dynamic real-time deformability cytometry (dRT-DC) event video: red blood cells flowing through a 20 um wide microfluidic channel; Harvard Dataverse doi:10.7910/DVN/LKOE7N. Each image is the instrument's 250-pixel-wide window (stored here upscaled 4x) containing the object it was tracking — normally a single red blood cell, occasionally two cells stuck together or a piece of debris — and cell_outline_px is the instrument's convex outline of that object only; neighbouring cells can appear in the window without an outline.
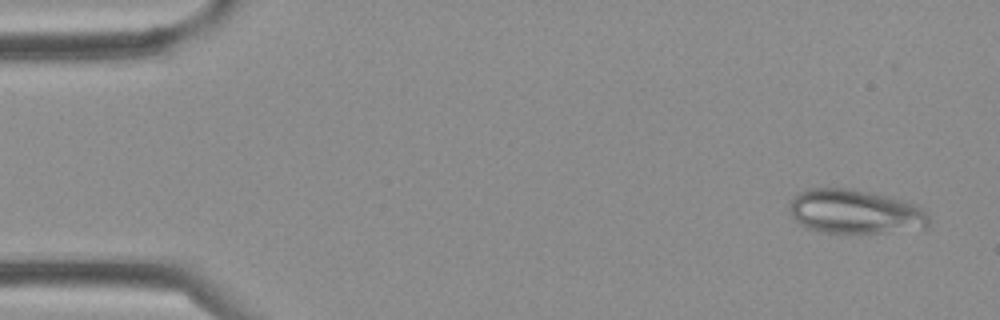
{"species": "Egyptian fruit bat (a non-hibernating species)", "species_latin": "Rousettus aegyptiacus", "temperature_condition": "cold", "stored_images_in_passage": 36, "camera_frame_rate_fps": 3000, "um_per_image_px": 0.085, "frame": {"image": 1, "passage_image": 2, "time_ms": 0.333, "image_size_px": [1000, 320], "cell_outline_px": [[932, 220], [928, 228], [884, 232], [820, 232], [804, 228], [792, 216], [788, 208], [788, 204], [804, 188], [852, 188], [888, 196], [904, 200], [916, 204], [928, 212]], "centroid_in_image_um": [72.71, 17.98], "position_along_channel_um": 12.3, "area_um2": 36.36}}
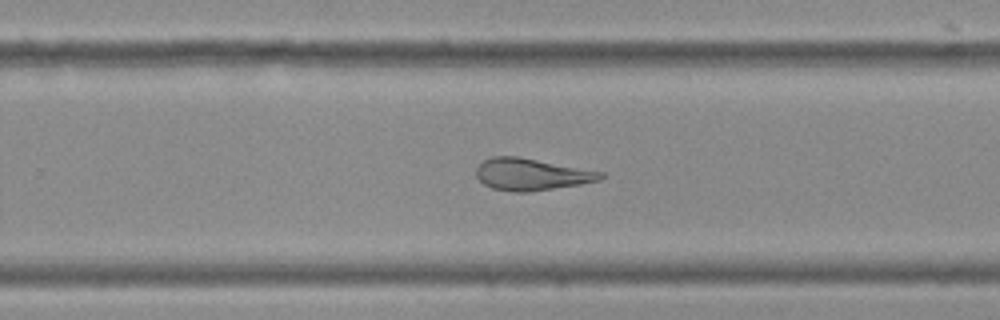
{"frame": {"image": 2, "passage_image": 23, "time_ms": 7.333, "image_size_px": [1000, 320], "cell_outline_px": [[604, 176], [600, 180], [580, 184], [528, 192], [516, 192], [492, 188], [484, 184], [476, 176], [476, 168], [484, 160], [492, 156], [516, 156], [604, 172]], "centroid_in_image_um": [45.16, 14.82], "position_along_channel_um": 284.6, "area_um2": 22.89}}
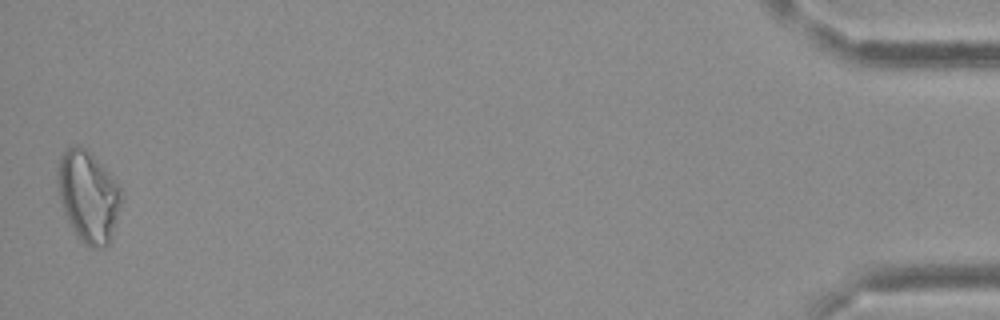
{"frame": {"image": 3, "passage_image": 36, "time_ms": 11.667, "image_size_px": [1000, 320], "cell_outline_px": [[124, 196], [112, 236], [108, 244], [96, 248], [92, 248], [84, 244], [80, 240], [68, 220], [64, 212], [60, 200], [56, 172], [56, 168], [60, 156], [72, 144], [80, 144], [120, 184]], "centroid_in_image_um": [7.51, 16.68], "position_along_channel_um": 427.7, "area_um2": 33.99}}